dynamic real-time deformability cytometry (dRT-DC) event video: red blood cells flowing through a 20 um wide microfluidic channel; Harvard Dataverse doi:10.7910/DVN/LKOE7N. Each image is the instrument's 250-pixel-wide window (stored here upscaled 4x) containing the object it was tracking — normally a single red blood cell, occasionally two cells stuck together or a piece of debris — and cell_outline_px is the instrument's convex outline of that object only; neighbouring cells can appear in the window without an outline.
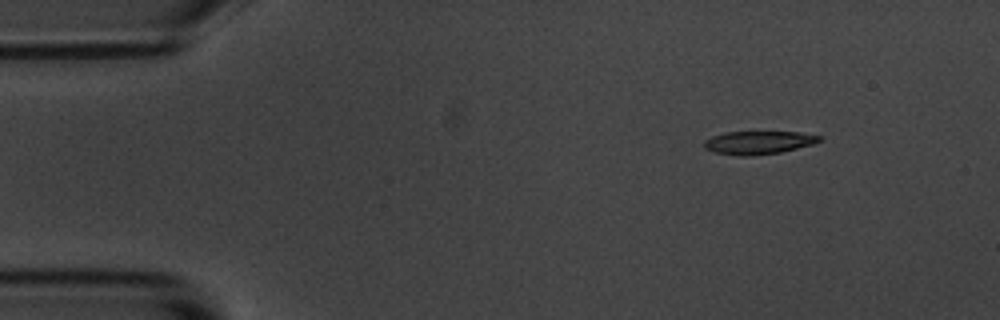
{"species": "common noctule bat (a hibernating species)", "species_latin": "Nyctalus noctula", "temperature_condition": "room temperature", "stored_images_in_passage": 5, "camera_frame_rate_fps": 3000, "um_per_image_px": 0.085, "animal": {"sex": "male", "body_mass_g": 20.1, "forearm_length_mm": 53.5}, "frame": {"image": 1, "passage_image": 1, "time_ms": 0.0, "image_size_px": [1000, 320], "cell_outline_px": [[824, 140], [812, 144], [780, 152], [752, 156], [736, 156], [716, 152], [704, 148], [704, 140], [712, 136], [724, 132], [800, 132], [824, 136]], "centroid_in_image_um": [64.49, 12.11], "position_along_channel_um": 20.5, "area_um2": 15.66}}
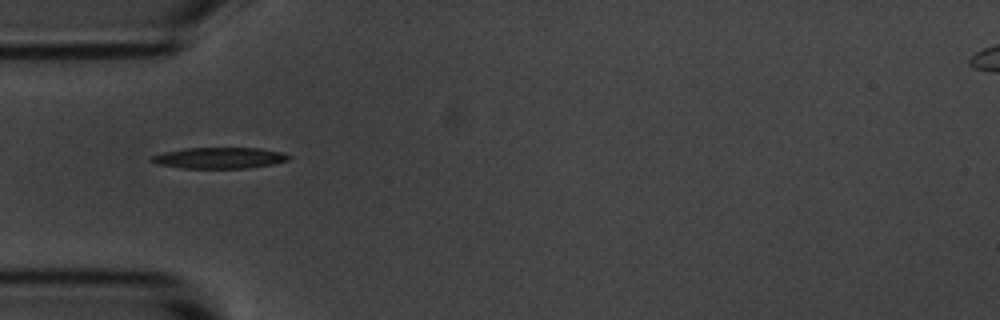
{"frame": {"image": 2, "passage_image": 4, "time_ms": 3.333, "image_size_px": [1000, 320], "cell_outline_px": [[292, 156], [288, 160], [272, 164], [248, 168], [180, 168], [156, 164], [152, 160], [152, 156], [164, 152], [188, 148], [260, 148], [284, 152]], "centroid_in_image_um": [18.7, 13.42], "position_along_channel_um": 66.3, "area_um2": 16.82}}